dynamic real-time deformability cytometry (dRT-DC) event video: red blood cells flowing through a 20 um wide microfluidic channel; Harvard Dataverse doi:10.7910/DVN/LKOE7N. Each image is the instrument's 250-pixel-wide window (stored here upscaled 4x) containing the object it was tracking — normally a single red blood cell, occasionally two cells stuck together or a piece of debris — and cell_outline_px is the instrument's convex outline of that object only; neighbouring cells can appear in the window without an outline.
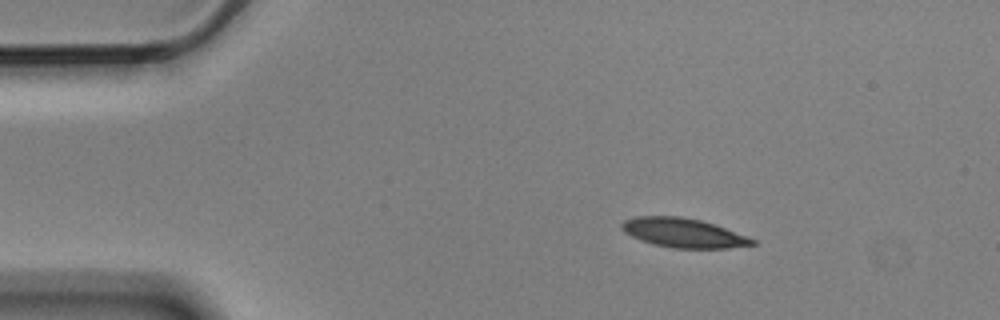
{"species": "Egyptian fruit bat (a non-hibernating species)", "species_latin": "Rousettus aegyptiacus", "temperature_condition": "cold", "stored_images_in_passage": 3, "camera_frame_rate_fps": 3000, "um_per_image_px": 0.085, "animal": {"sex": "male"}, "frame": {"image": 1, "passage_image": 1, "time_ms": 0.0, "image_size_px": [1000, 320], "cell_outline_px": [[756, 244], [728, 248], [672, 248], [652, 244], [640, 240], [624, 232], [620, 228], [620, 224], [624, 220], [636, 216], [680, 216], [700, 220], [748, 236], [756, 240]], "centroid_in_image_um": [58.05, 19.79], "position_along_channel_um": 27.0, "area_um2": 22.25}}